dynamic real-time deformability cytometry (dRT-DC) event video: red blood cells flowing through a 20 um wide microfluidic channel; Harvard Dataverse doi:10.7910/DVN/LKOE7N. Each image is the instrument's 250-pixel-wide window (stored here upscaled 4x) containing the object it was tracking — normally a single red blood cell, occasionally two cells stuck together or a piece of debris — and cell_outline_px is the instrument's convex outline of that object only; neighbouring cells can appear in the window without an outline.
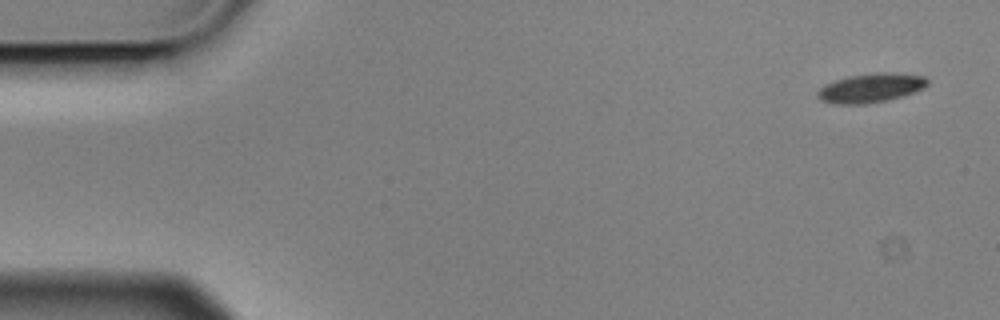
{"species": "Egyptian fruit bat (a non-hibernating species)", "species_latin": "Rousettus aegyptiacus", "temperature_condition": "cold", "stored_images_in_passage": 6, "segment_of_instrument_passage": [2, 2], "camera_frame_rate_fps": 3000, "um_per_image_px": 0.085, "animal": {"sex": "male"}, "frame": {"image": 1, "passage_image": 6, "time_ms": 1.667, "image_size_px": [1000, 320], "cell_outline_px": [[928, 84], [924, 88], [888, 100], [868, 104], [836, 104], [820, 100], [816, 96], [816, 92], [820, 88], [836, 80], [848, 76], [880, 72], [892, 72], [924, 76], [928, 80]], "centroid_in_image_um": [74.01, 7.48], "position_along_channel_um": 11.0, "area_um2": 18.55}}